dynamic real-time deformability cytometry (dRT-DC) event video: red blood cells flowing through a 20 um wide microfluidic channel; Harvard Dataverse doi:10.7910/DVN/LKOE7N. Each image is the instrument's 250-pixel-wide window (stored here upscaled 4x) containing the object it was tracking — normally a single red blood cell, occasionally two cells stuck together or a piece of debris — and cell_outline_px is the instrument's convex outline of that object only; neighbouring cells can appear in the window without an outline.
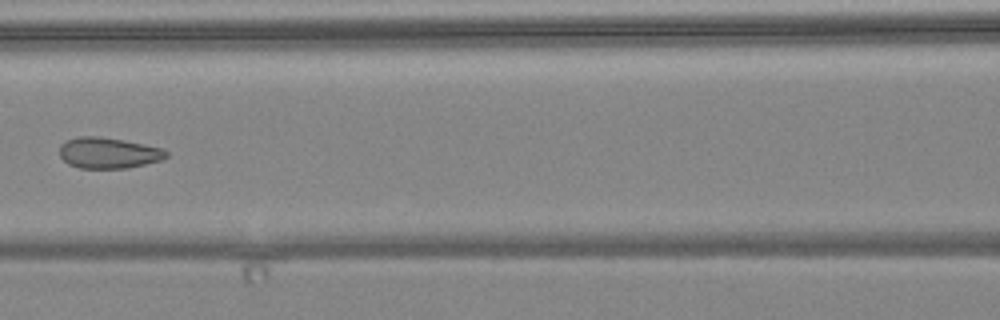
{"species": "common noctule bat (a hibernating species)", "species_latin": "Nyctalus noctula", "temperature_condition": "warm", "stored_images_in_passage": 6, "camera_frame_rate_fps": 3000, "um_per_image_px": 0.085, "animal": {"sex": "female", "body_mass_g": 24.6, "forearm_length_mm": 56.2}, "frame": {"image": 1, "passage_image": 6, "time_ms": 5.667, "image_size_px": [1000, 320], "cell_outline_px": [[168, 156], [160, 160], [128, 168], [80, 168], [68, 164], [60, 156], [60, 144], [68, 140], [80, 136], [100, 136], [124, 140], [144, 144], [160, 148], [168, 152]], "centroid_in_image_um": [9.2, 12.99], "position_along_channel_um": 157.4, "area_um2": 19.13}}